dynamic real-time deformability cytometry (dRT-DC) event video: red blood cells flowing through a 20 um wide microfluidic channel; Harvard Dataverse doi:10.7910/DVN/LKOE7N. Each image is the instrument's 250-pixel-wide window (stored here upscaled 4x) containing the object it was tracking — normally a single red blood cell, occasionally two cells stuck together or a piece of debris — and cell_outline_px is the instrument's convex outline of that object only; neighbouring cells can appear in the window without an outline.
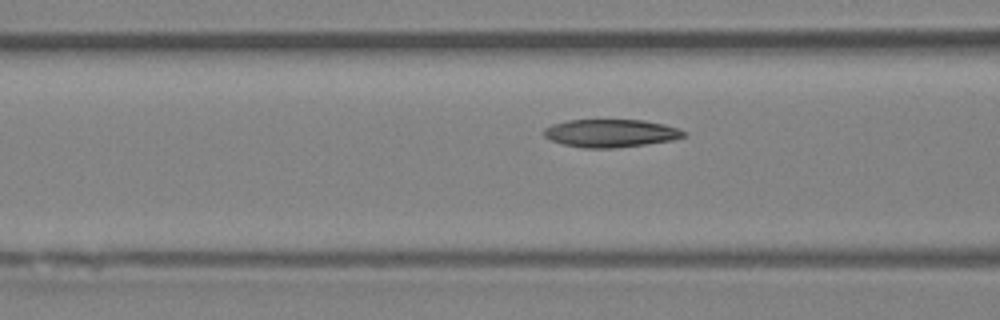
{"species": "Egyptian fruit bat (a non-hibernating species)", "species_latin": "Rousettus aegyptiacus", "temperature_condition": "room temperature", "stored_images_in_passage": 6, "camera_frame_rate_fps": 3000, "um_per_image_px": 0.085, "animal": {"sex": "female"}, "frame": {"image": 1, "passage_image": 4, "time_ms": 1.0, "image_size_px": [1000, 320], "cell_outline_px": [[688, 132], [684, 136], [672, 140], [616, 148], [584, 148], [564, 144], [552, 140], [544, 136], [544, 128], [552, 124], [568, 120], [644, 120], [664, 124], [680, 128]], "centroid_in_image_um": [51.94, 11.31], "position_along_channel_um": 114.7, "area_um2": 22.72}}